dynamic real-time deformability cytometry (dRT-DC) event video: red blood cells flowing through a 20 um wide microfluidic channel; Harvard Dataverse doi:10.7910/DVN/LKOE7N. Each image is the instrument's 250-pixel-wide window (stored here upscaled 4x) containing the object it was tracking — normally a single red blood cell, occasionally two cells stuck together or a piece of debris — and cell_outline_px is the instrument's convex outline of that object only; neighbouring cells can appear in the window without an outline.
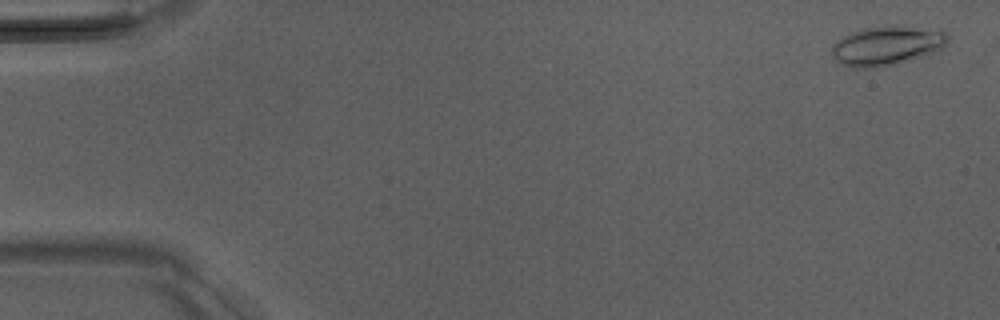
{"species": "Egyptian fruit bat (a non-hibernating species)", "species_latin": "Rousettus aegyptiacus", "temperature_condition": "room temperature", "stored_images_in_passage": 51, "camera_frame_rate_fps": 3000, "um_per_image_px": 0.085, "animal": {"sex": "male"}, "frame": {"image": 1, "passage_image": 2, "time_ms": 0.333, "image_size_px": [1000, 320], "cell_outline_px": [[948, 40], [940, 48], [932, 52], [908, 60], [876, 68], [852, 68], [836, 60], [832, 56], [832, 44], [836, 40], [852, 32], [864, 28], [884, 24], [904, 24], [944, 32], [948, 36]], "centroid_in_image_um": [75.32, 3.85], "position_along_channel_um": 9.7, "area_um2": 26.53}}
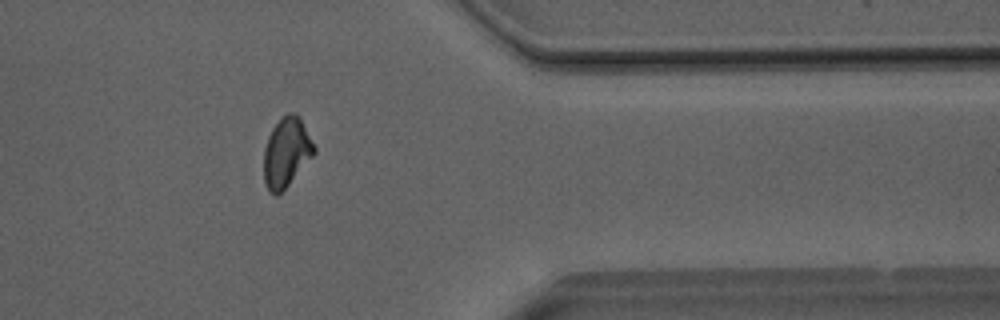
{"frame": {"image": 2, "passage_image": 42, "time_ms": 13.667, "image_size_px": [1000, 320], "cell_outline_px": [[316, 152], [288, 184], [276, 196], [268, 192], [264, 184], [264, 148], [268, 136], [272, 128], [288, 112], [292, 112], [300, 116], [316, 148]], "centroid_in_image_um": [24.33, 12.95], "position_along_channel_um": 387.1, "area_um2": 20.23}}
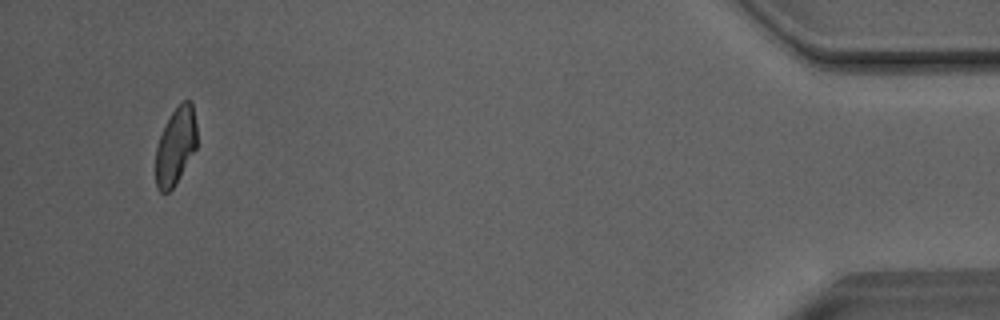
{"frame": {"image": 3, "passage_image": 49, "time_ms": 16.0, "image_size_px": [1000, 320], "cell_outline_px": [[196, 148], [180, 176], [172, 188], [168, 192], [160, 192], [156, 188], [156, 148], [160, 136], [172, 112], [180, 100], [192, 100], [196, 124]], "centroid_in_image_um": [14.93, 12.38], "position_along_channel_um": 420.3, "area_um2": 18.44}, "authors_computed_cell_mechanics": {"area_um2": 20.808, "velocity_mm_per_s": 4.0485, "shape_relaxation_time_tau1_ms": 8.3727, "shape_relaxation_time_tau2_ms": 3.0375, "deformation_change_tau1": 0.2083, "deformation_change_tau2": 0.0938}}